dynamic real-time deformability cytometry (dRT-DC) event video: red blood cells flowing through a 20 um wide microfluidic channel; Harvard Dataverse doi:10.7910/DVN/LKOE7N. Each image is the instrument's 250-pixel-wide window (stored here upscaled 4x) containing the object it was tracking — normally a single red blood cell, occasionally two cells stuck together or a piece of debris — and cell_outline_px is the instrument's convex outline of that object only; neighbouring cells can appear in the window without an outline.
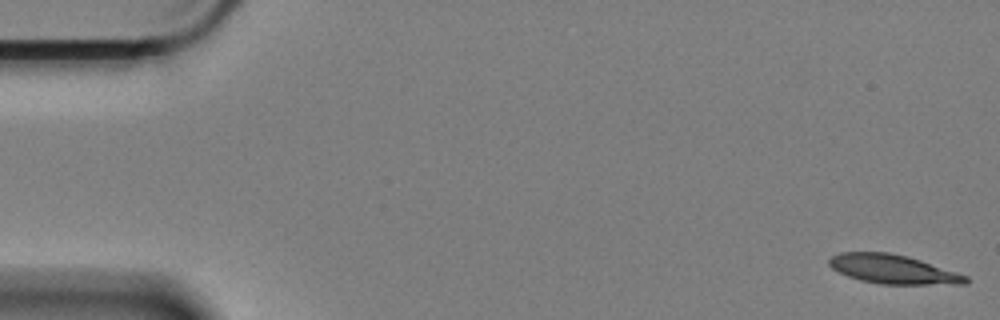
{"species": "Egyptian fruit bat (a non-hibernating species)", "species_latin": "Rousettus aegyptiacus", "temperature_condition": "cold", "stored_images_in_passage": 20, "camera_frame_rate_fps": 3000, "um_per_image_px": 0.085, "animal": {"sex": "female"}, "frame": {"image": 1, "passage_image": 1, "time_ms": 0.0, "image_size_px": [1000, 320], "cell_outline_px": [[968, 284], [880, 284], [860, 280], [848, 276], [832, 268], [828, 264], [828, 260], [832, 256], [840, 252], [888, 252], [908, 256], [968, 276]], "centroid_in_image_um": [75.89, 22.88], "position_along_channel_um": 9.1, "area_um2": 23.0}}
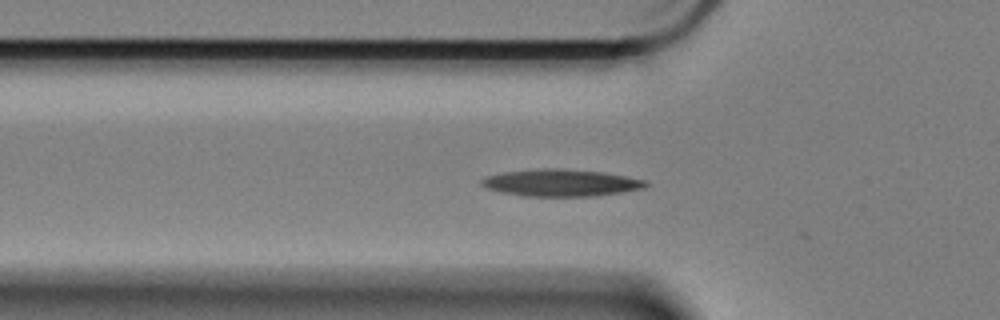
{"frame": {"image": 2, "passage_image": 19, "time_ms": 6.0, "image_size_px": [1000, 320], "cell_outline_px": [[648, 184], [644, 188], [596, 196], [524, 196], [500, 192], [488, 188], [480, 184], [480, 180], [484, 176], [500, 172], [540, 168], [564, 168], [604, 172], [648, 180]], "centroid_in_image_um": [47.65, 15.52], "position_along_channel_um": 78.1, "area_um2": 26.18}}